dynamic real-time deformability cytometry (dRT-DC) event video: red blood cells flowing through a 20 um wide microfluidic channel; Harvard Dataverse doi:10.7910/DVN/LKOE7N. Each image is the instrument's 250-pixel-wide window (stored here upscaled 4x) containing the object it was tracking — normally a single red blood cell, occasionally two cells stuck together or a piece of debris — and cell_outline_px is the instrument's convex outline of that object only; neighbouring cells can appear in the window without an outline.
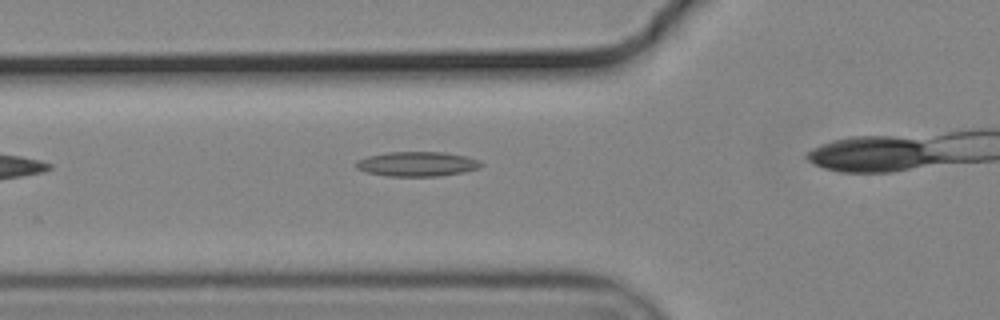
{"species": "common noctule bat (a hibernating species)", "species_latin": "Nyctalus noctula", "temperature_condition": "cold", "stored_images_in_passage": 9, "camera_frame_rate_fps": 3000, "um_per_image_px": 0.085, "animal": {"sex": "male", "body_mass_g": 19.2, "forearm_length_mm": 51.8}, "frame": {"image": 1, "passage_image": 2, "time_ms": 0.333, "image_size_px": [1000, 320], "cell_outline_px": [[484, 164], [480, 168], [464, 172], [440, 176], [388, 176], [364, 172], [356, 168], [356, 160], [368, 156], [388, 152], [444, 152], [468, 156], [480, 160]], "centroid_in_image_um": [35.48, 13.94], "position_along_channel_um": 90.3, "area_um2": 18.21}}